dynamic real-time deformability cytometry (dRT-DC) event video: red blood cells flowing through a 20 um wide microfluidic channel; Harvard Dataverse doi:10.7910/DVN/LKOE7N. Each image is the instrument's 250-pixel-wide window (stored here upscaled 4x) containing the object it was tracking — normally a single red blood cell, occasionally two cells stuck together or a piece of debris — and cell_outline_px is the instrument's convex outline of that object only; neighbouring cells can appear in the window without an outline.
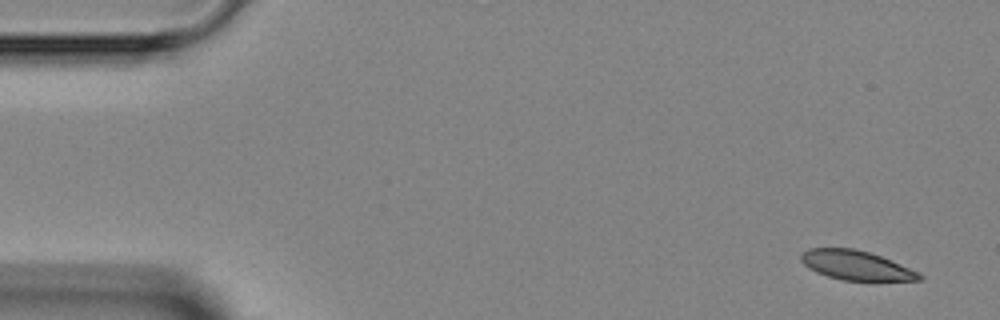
{"species": "Egyptian fruit bat (a non-hibernating species)", "species_latin": "Rousettus aegyptiacus", "temperature_condition": "room temperature", "stored_images_in_passage": 4, "camera_frame_rate_fps": 3000, "um_per_image_px": 0.085, "animal": {"sex": "female"}, "frame": {"image": 1, "passage_image": 1, "time_ms": 0.0, "image_size_px": [1000, 320], "cell_outline_px": [[924, 276], [920, 280], [844, 280], [828, 276], [816, 272], [808, 268], [800, 260], [800, 256], [808, 248], [852, 248], [868, 252], [880, 256], [920, 272]], "centroid_in_image_um": [72.75, 22.55], "position_along_channel_um": 12.2, "area_um2": 20.0}}
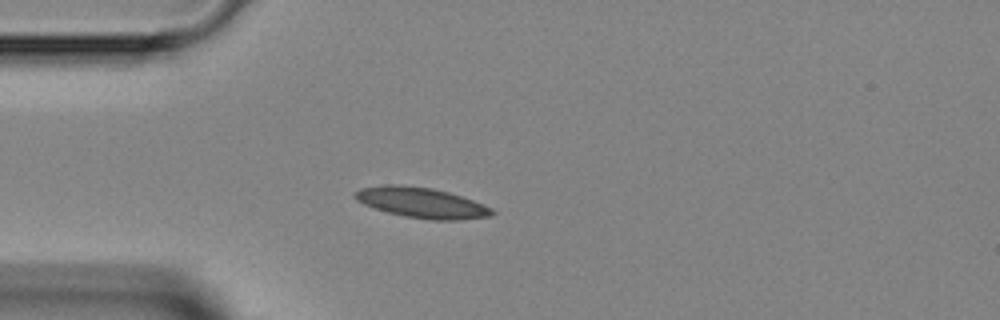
{"frame": {"image": 2, "passage_image": 4, "time_ms": 3.333, "image_size_px": [1000, 320], "cell_outline_px": [[496, 212], [488, 216], [460, 220], [432, 220], [404, 216], [388, 212], [364, 204], [356, 200], [352, 196], [360, 188], [384, 184], [400, 184], [432, 188], [448, 192], [484, 204], [492, 208]], "centroid_in_image_um": [35.82, 17.22], "position_along_channel_um": 49.2, "area_um2": 24.22}}